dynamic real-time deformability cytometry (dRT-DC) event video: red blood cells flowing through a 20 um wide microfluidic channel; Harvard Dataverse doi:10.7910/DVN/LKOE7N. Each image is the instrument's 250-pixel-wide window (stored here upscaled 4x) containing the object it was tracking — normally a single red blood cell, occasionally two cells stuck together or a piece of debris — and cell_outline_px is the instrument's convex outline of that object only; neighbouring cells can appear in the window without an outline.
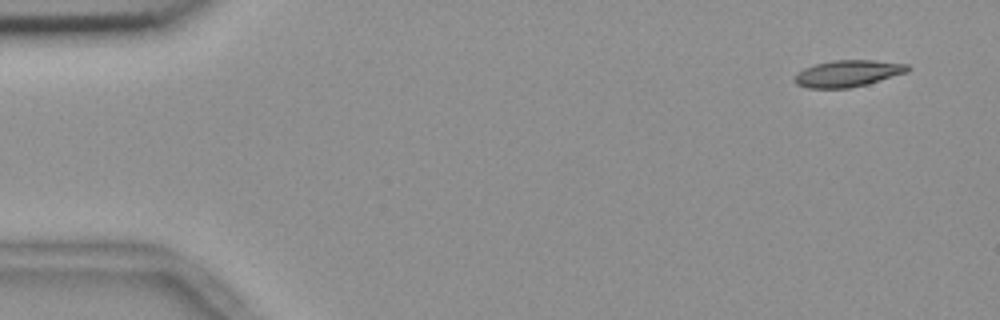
{"species": "common noctule bat (a hibernating species)", "species_latin": "Nyctalus noctula", "temperature_condition": "room temperature", "stored_images_in_passage": 9, "camera_frame_rate_fps": 3000, "um_per_image_px": 0.085, "animal": {"sex": "female", "body_mass_g": 18.4}, "frame": {"image": 1, "passage_image": 1, "time_ms": 0.0, "image_size_px": [1000, 320], "cell_outline_px": [[912, 68], [908, 72], [868, 84], [848, 88], [808, 88], [796, 84], [792, 80], [804, 68], [816, 64], [832, 60], [876, 60], [908, 64]], "centroid_in_image_um": [72.11, 6.24], "position_along_channel_um": 12.9, "area_um2": 17.63}}
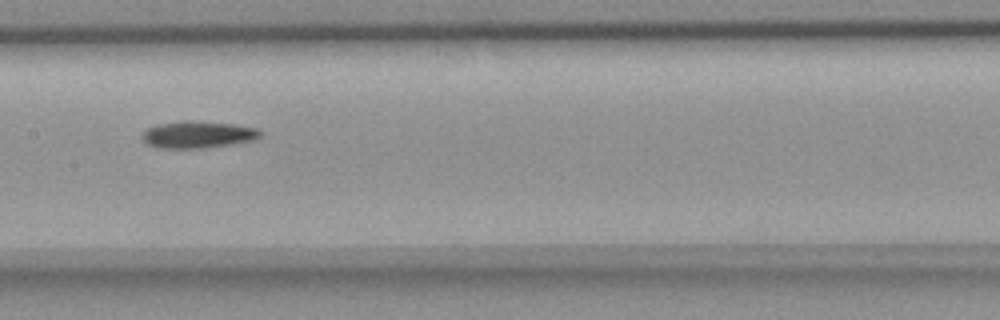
{"frame": {"image": 2, "passage_image": 8, "time_ms": 2.333, "image_size_px": [1000, 320], "cell_outline_px": [[264, 132], [260, 136], [252, 140], [232, 144], [208, 148], [156, 148], [148, 144], [140, 136], [144, 128], [156, 124], [180, 120], [192, 120], [236, 124], [256, 128]], "centroid_in_image_um": [16.77, 11.42], "position_along_channel_um": 190.6, "area_um2": 19.02}}
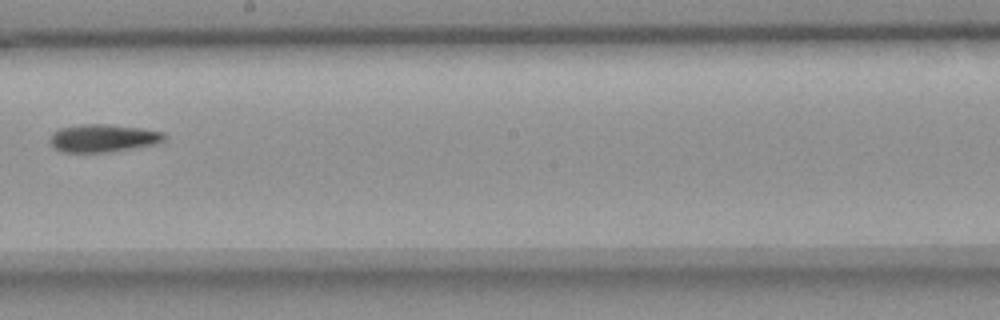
{"frame": {"image": 3, "passage_image": 9, "time_ms": 2.667, "image_size_px": [1000, 320], "cell_outline_px": [[168, 136], [164, 140], [156, 144], [112, 152], [60, 152], [48, 140], [52, 132], [60, 128], [84, 124], [108, 124], [140, 128], [164, 132]], "centroid_in_image_um": [8.78, 11.74], "position_along_channel_um": 239.4, "area_um2": 18.67}}